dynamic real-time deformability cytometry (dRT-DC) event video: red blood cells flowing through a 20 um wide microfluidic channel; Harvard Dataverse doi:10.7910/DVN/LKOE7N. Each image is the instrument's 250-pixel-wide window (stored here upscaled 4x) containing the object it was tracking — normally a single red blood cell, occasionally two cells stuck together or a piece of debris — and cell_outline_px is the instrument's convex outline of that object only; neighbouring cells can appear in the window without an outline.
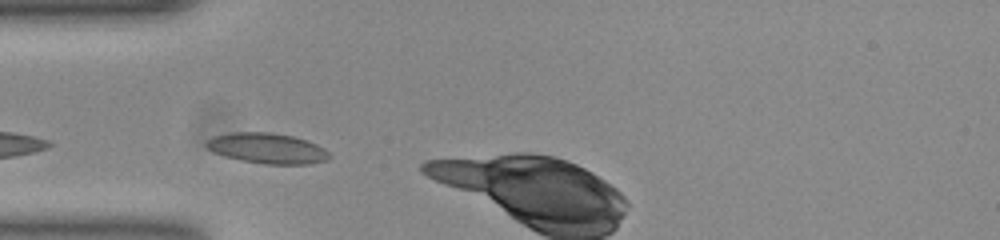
{"species": "common noctule bat (a hibernating species)", "species_latin": "Nyctalus noctula", "temperature_condition": "room temperature", "stored_images_in_passage": 6, "camera_frame_rate_fps": 3000, "um_per_image_px": 0.085, "animal": {"sex": "female", "body_mass_g": 23.0, "forearm_length_mm": 53.4}, "frame": {"image": 1, "passage_image": 3, "time_ms": 0.667, "image_size_px": [1000, 240], "cell_outline_px": [[332, 156], [328, 160], [308, 164], [264, 164], [240, 160], [224, 156], [212, 152], [204, 144], [212, 136], [232, 132], [268, 132], [292, 136], [316, 144], [324, 148]], "centroid_in_image_um": [22.69, 12.61], "position_along_channel_um": 62.3, "area_um2": 21.85}}